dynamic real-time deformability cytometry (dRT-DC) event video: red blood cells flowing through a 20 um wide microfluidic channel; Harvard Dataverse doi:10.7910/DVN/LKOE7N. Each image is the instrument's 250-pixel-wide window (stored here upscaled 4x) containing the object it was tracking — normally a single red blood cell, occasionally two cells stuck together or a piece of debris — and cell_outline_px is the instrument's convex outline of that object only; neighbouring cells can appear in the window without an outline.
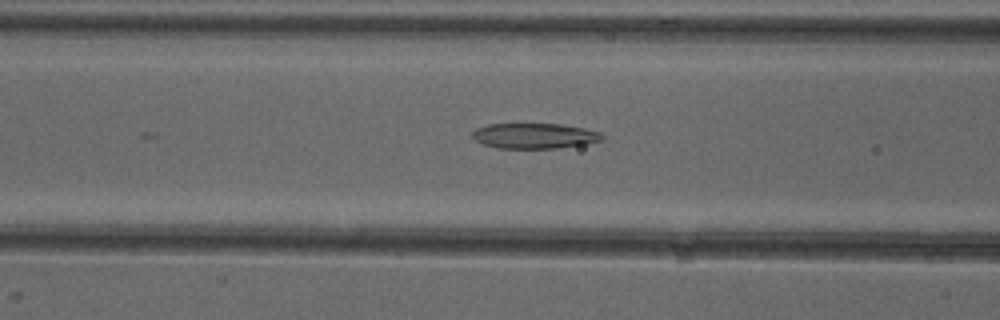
{"species": "common noctule bat (a hibernating species)", "species_latin": "Nyctalus noctula", "temperature_condition": "cold", "stored_images_in_passage": 52, "camera_frame_rate_fps": 3000, "um_per_image_px": 0.085, "animal": {"sex": "female"}, "frame": {"image": 1, "passage_image": 21, "time_ms": 6.667, "image_size_px": [1000, 320], "cell_outline_px": [[604, 140], [588, 144], [556, 148], [496, 148], [484, 144], [476, 140], [472, 136], [472, 132], [476, 128], [488, 124], [560, 124], [584, 128], [600, 132], [604, 136]], "centroid_in_image_um": [45.46, 11.55], "position_along_channel_um": 121.1, "area_um2": 19.25}}
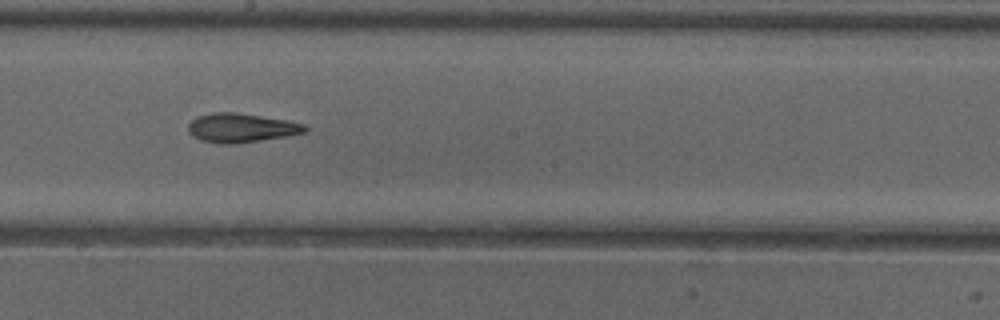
{"frame": {"image": 2, "passage_image": 29, "time_ms": 9.333, "image_size_px": [1000, 320], "cell_outline_px": [[308, 128], [304, 132], [284, 136], [236, 144], [220, 144], [200, 140], [192, 136], [188, 132], [188, 124], [196, 116], [212, 112], [236, 112], [288, 120], [304, 124]], "centroid_in_image_um": [20.44, 10.86], "position_along_channel_um": 227.8, "area_um2": 19.83}}
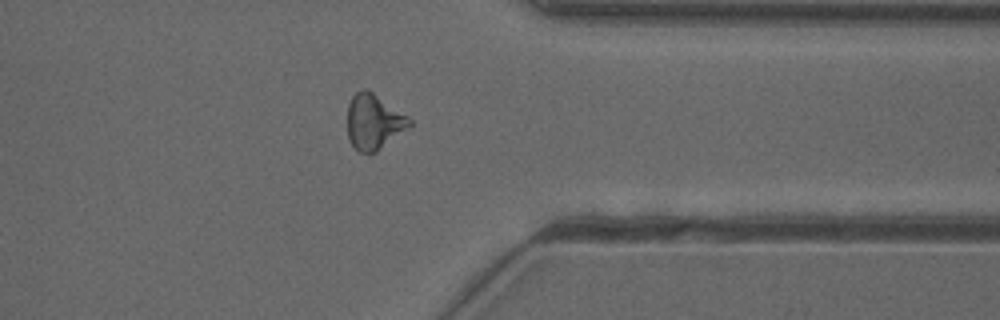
{"frame": {"image": 3, "passage_image": 41, "time_ms": 13.333, "image_size_px": [1000, 320], "cell_outline_px": [[412, 124], [408, 128], [376, 152], [360, 152], [348, 140], [348, 104], [352, 96], [360, 88], [368, 88], [408, 116], [412, 120]], "centroid_in_image_um": [31.77, 10.31], "position_along_channel_um": 379.6, "area_um2": 20.06}, "authors_computed_cell_mechanics": {"area_um2": 20.0855, "velocity_mm_per_s": 3.9794, "shape_relaxation_time_tau1_ms": null, "shape_relaxation_time_tau2_ms": 3.831, "deformation_change_tau1": null, "deformation_change_tau2": 0.1332}}